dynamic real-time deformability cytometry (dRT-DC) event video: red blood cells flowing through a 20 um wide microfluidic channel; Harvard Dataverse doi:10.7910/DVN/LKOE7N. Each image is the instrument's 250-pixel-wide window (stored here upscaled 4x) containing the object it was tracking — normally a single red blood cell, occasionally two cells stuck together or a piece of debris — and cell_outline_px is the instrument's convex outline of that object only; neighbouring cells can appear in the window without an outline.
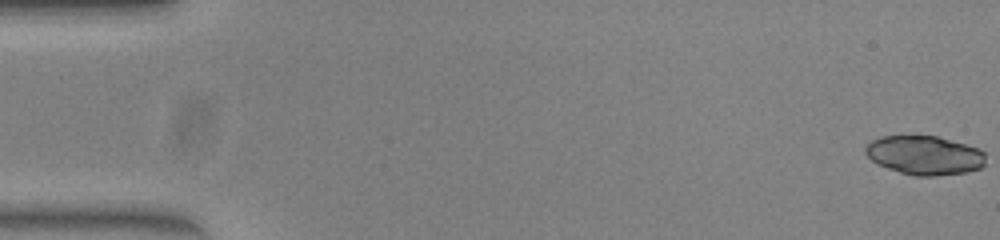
{"species": "common noctule bat (a hibernating species)", "species_latin": "Nyctalus noctula", "temperature_condition": "warm", "stored_images_in_passage": 51, "camera_frame_rate_fps": 3000, "um_per_image_px": 0.085, "animal": {"sex": "female", "body_mass_g": 23.0, "forearm_length_mm": 53.4}, "frame": {"image": 1, "passage_image": 1, "time_ms": 0.0, "image_size_px": [1000, 240], "cell_outline_px": [[984, 164], [980, 168], [964, 172], [932, 176], [916, 176], [900, 172], [876, 164], [864, 152], [864, 148], [872, 140], [880, 136], [936, 136], [980, 148], [984, 152]], "centroid_in_image_um": [78.56, 13.19], "position_along_channel_um": 6.4, "area_um2": 27.17}}